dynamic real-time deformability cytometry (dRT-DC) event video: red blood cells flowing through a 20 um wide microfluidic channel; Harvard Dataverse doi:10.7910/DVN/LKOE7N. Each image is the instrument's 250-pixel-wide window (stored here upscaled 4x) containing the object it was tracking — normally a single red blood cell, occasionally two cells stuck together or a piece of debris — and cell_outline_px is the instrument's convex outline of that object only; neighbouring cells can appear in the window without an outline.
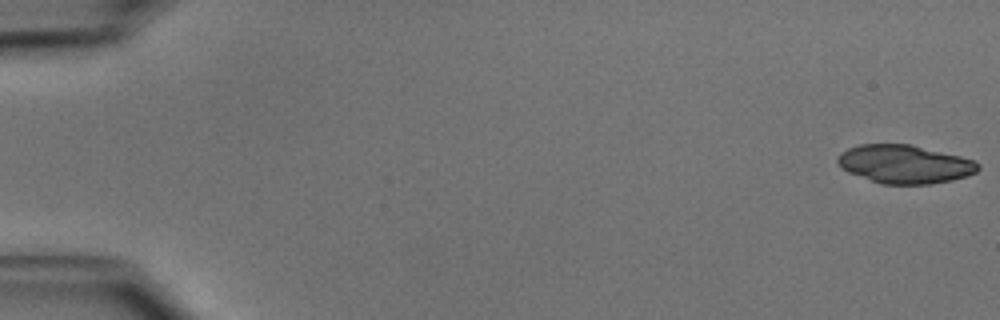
{"species": "common noctule bat (a hibernating species)", "species_latin": "Nyctalus noctula", "temperature_condition": "cold", "stored_images_in_passage": 16, "camera_frame_rate_fps": 3000, "um_per_image_px": 0.085, "animal": {"sex": "male", "body_mass_g": 15.6}, "frame": {"image": 1, "passage_image": 1, "time_ms": 0.0, "image_size_px": [1000, 320], "cell_outline_px": [[980, 168], [976, 172], [952, 180], [932, 184], [880, 184], [848, 172], [840, 168], [836, 164], [836, 156], [840, 152], [848, 148], [860, 144], [912, 144], [976, 160], [980, 164]], "centroid_in_image_um": [76.86, 13.95], "position_along_channel_um": 8.1, "area_um2": 31.79}}